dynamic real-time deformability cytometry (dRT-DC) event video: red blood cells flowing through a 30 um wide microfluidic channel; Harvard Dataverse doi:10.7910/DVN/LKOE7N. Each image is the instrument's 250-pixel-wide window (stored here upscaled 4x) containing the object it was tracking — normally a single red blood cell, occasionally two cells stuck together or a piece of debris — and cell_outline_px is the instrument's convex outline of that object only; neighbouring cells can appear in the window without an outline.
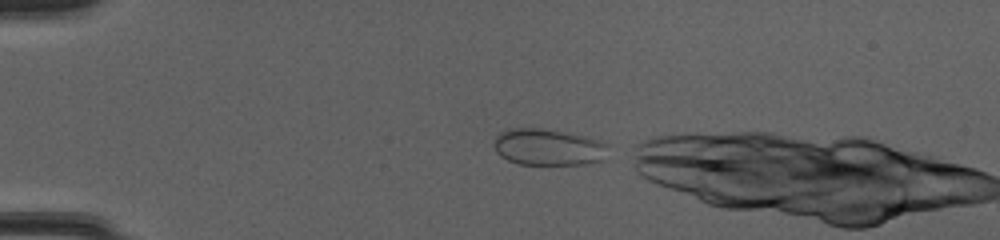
{"species": "common noctule bat (a hibernating species)", "species_latin": "Nyctalus noctula", "temperature_condition": "cold", "stored_images_in_passage": 4, "camera_frame_rate_fps": 3000, "um_per_image_px": 0.085, "animal": {"sex": "female", "body_mass_g": 20.0, "forearm_length_mm": 54.0}, "frame": {"image": 1, "passage_image": 2, "time_ms": 0.333, "image_size_px": [1000, 240], "cell_outline_px": [[608, 144], [604, 160], [584, 164], [520, 164], [508, 160], [500, 156], [496, 152], [492, 144], [496, 136], [500, 132], [508, 128], [540, 128], [584, 136]], "centroid_in_image_um": [46.54, 12.51], "position_along_channel_um": 38.5, "area_um2": 24.28}}